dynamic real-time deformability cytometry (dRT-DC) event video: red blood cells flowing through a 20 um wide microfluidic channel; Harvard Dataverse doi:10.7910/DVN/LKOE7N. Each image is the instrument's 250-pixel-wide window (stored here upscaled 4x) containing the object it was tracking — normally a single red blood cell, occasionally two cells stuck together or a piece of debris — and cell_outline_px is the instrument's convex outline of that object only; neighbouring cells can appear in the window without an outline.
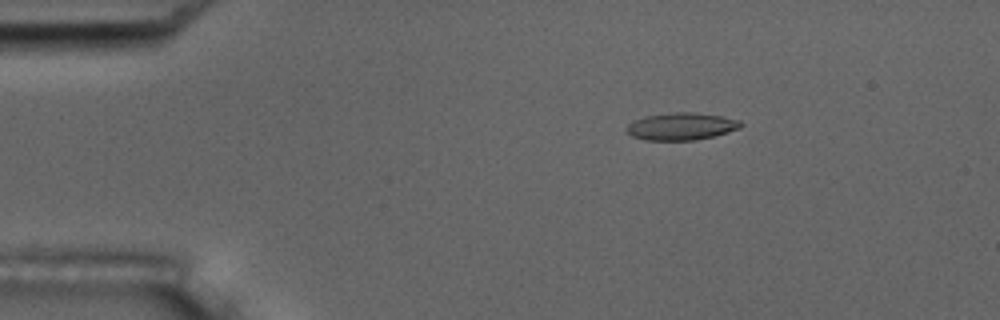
{"species": "common noctule bat (a hibernating species)", "species_latin": "Nyctalus noctula", "temperature_condition": "room temperature", "stored_images_in_passage": 3, "camera_frame_rate_fps": 3000, "um_per_image_px": 0.085, "animal": {"sex": "male", "body_mass_g": 17.5, "forearm_length_mm": 52.3}, "frame": {"image": 1, "passage_image": 1, "time_ms": 0.0, "image_size_px": [1000, 320], "cell_outline_px": [[744, 124], [740, 128], [728, 132], [696, 140], [644, 140], [632, 136], [628, 132], [628, 124], [644, 116], [676, 112], [696, 112], [720, 116], [740, 120]], "centroid_in_image_um": [57.94, 10.74], "position_along_channel_um": 27.1, "area_um2": 18.03}}